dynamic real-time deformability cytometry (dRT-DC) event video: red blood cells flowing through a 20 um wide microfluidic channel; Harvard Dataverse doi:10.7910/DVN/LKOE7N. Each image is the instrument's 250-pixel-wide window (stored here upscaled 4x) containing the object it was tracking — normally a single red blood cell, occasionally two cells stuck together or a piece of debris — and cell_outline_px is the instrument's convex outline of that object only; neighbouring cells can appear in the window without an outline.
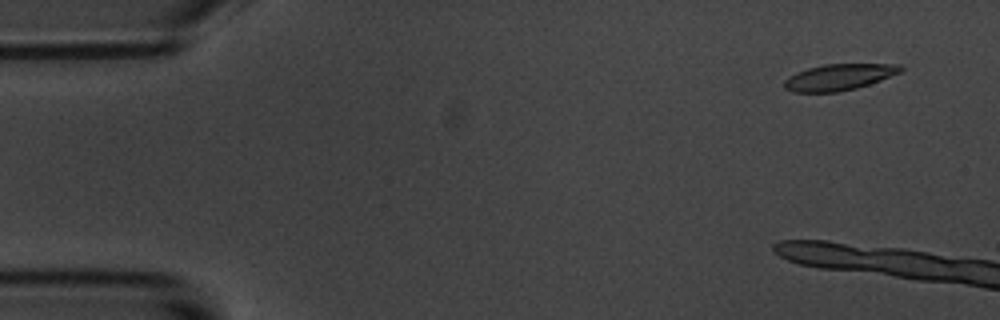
{"species": "common noctule bat (a hibernating species)", "species_latin": "Nyctalus noctula", "temperature_condition": "room temperature", "stored_images_in_passage": 3, "camera_frame_rate_fps": 3000, "um_per_image_px": 0.085, "animal": {"sex": "male", "body_mass_g": 20.1, "forearm_length_mm": 53.5}, "frame": {"image": 1, "passage_image": 1, "time_ms": 0.0, "image_size_px": [1000, 320], "cell_outline_px": [[904, 68], [900, 72], [880, 80], [856, 88], [840, 92], [792, 92], [784, 88], [784, 80], [788, 76], [796, 72], [808, 68], [824, 64], [900, 64]], "centroid_in_image_um": [71.28, 6.55], "position_along_channel_um": 13.7, "area_um2": 17.8}}